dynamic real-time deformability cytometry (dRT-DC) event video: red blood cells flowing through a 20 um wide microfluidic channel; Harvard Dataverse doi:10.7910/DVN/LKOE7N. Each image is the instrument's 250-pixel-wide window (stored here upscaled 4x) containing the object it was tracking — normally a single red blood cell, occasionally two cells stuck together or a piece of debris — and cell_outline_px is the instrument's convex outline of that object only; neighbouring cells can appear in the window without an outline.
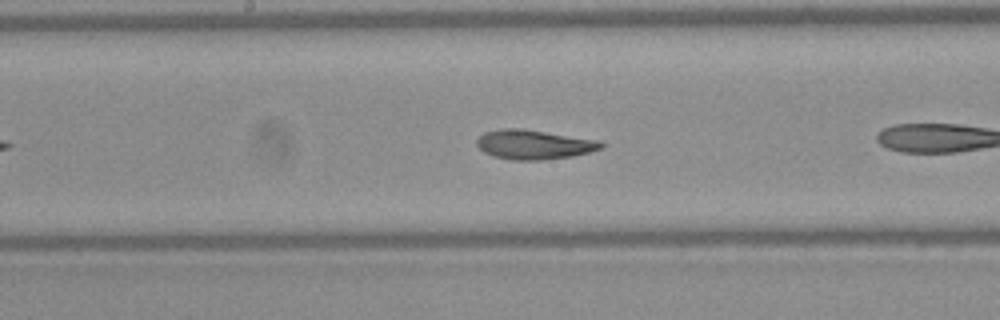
{"species": "Egyptian fruit bat (a non-hibernating species)", "species_latin": "Rousettus aegyptiacus", "temperature_condition": "warm", "stored_images_in_passage": 36, "camera_frame_rate_fps": 3000, "um_per_image_px": 0.085, "frame": {"image": 1, "passage_image": 11, "time_ms": 3.333, "image_size_px": [1000, 320], "cell_outline_px": [[604, 148], [592, 152], [572, 156], [540, 160], [512, 160], [492, 156], [484, 152], [476, 144], [476, 140], [484, 132], [504, 128], [520, 128], [600, 140], [604, 144]], "centroid_in_image_um": [45.41, 12.29], "position_along_channel_um": 202.8, "area_um2": 21.44}, "authors_computed_cell_mechanics": {"area_um2": 21.2993, "velocity_mm_per_s": 4.0662, "shape_relaxation_time_tau1_ms": 7.5481, "shape_relaxation_time_tau2_ms": 1.8333, "deformation_change_tau1": 0.2032, "deformation_change_tau2": 0.0847}}